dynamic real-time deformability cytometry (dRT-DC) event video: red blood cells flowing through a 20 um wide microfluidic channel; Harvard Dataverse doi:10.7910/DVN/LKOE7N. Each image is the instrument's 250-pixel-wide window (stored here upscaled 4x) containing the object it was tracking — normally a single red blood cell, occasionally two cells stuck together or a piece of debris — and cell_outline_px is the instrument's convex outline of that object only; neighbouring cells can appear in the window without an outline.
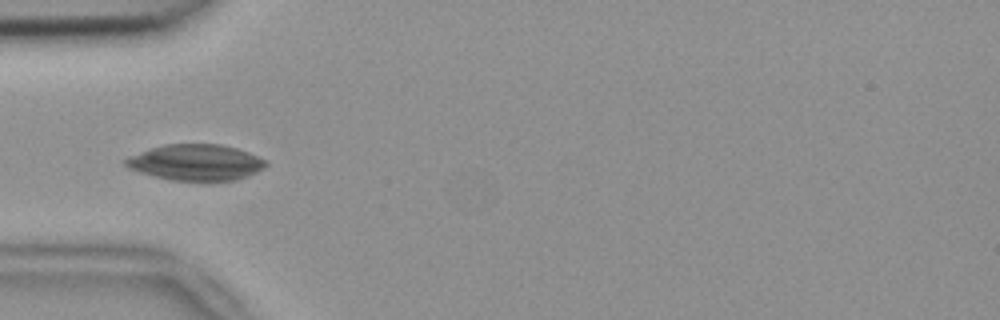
{"species": "common noctule bat (a hibernating species)", "species_latin": "Nyctalus noctula", "temperature_condition": "room temperature", "stored_images_in_passage": 39, "camera_frame_rate_fps": 3000, "um_per_image_px": 0.085, "animal": {"sex": "female", "body_mass_g": 18.4}, "frame": {"image": 1, "passage_image": 5, "time_ms": 1.333, "image_size_px": [1000, 320], "cell_outline_px": [[268, 164], [264, 168], [248, 176], [236, 180], [208, 184], [204, 184], [168, 180], [140, 172], [128, 168], [124, 164], [124, 160], [128, 156], [164, 144], [220, 144], [236, 148], [248, 152], [268, 160]], "centroid_in_image_um": [16.68, 13.86], "position_along_channel_um": 68.3, "area_um2": 30.46}}
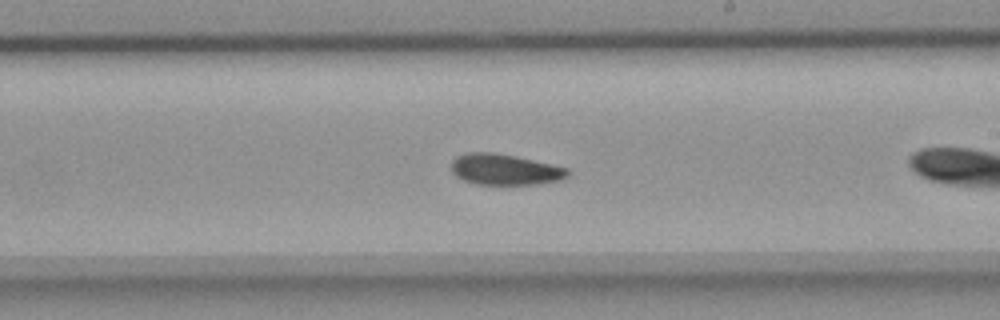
{"frame": {"image": 2, "passage_image": 16, "time_ms": 5.0, "image_size_px": [1000, 320], "cell_outline_px": [[572, 172], [568, 176], [560, 180], [536, 184], [476, 184], [464, 180], [456, 176], [452, 172], [452, 160], [456, 156], [464, 152], [496, 152], [516, 156], [552, 164], [568, 168]], "centroid_in_image_um": [42.92, 14.39], "position_along_channel_um": 246.1, "area_um2": 21.15}}
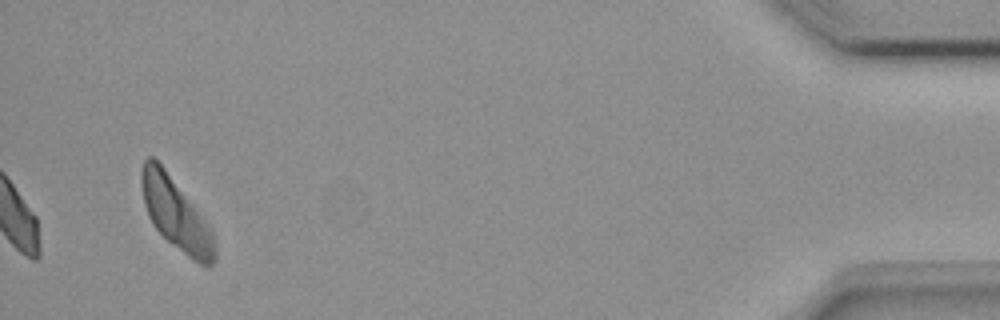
{"frame": {"image": 3, "passage_image": 39, "time_ms": 12.667, "image_size_px": [1000, 320], "cell_outline_px": [[216, 260], [208, 268], [192, 260], [168, 240], [152, 224], [148, 216], [144, 204], [140, 184], [140, 168], [144, 160], [148, 156], [152, 156], [164, 168], [208, 224], [216, 240]], "centroid_in_image_um": [14.94, 18.21], "position_along_channel_um": 420.3, "area_um2": 30.4}, "authors_computed_cell_mechanics": {"area_um2": 21.2704, "velocity_mm_per_s": 3.8047, "shape_relaxation_time_tau1_ms": null, "shape_relaxation_time_tau2_ms": 3.8071, "deformation_change_tau1": null, "deformation_change_tau2": 0.1139}}